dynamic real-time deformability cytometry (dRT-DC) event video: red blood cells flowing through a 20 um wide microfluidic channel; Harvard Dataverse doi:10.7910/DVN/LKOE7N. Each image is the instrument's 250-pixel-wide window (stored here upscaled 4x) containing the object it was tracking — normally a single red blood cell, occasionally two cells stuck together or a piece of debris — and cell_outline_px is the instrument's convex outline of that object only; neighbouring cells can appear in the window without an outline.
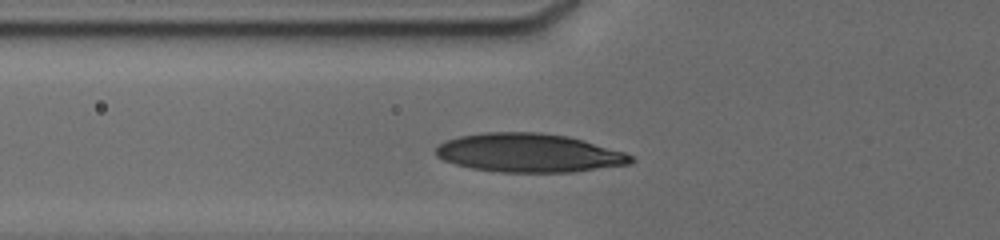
{"species": "human", "species_latin": "Homo sapiens", "temperature_condition": "cold", "stored_images_in_passage": 26, "camera_frame_rate_fps": 3000, "um_per_image_px": 0.085, "donor": {"sex": "male"}, "frame": {"image": 1, "passage_image": 6, "time_ms": 2.333, "image_size_px": [1000, 240], "cell_outline_px": [[636, 160], [632, 164], [576, 172], [500, 172], [472, 168], [456, 164], [444, 160], [436, 156], [436, 148], [440, 144], [448, 140], [460, 136], [488, 132], [540, 132], [568, 136], [624, 152], [632, 156]], "centroid_in_image_um": [45.01, 13.0], "position_along_channel_um": 80.8, "area_um2": 43.93}}
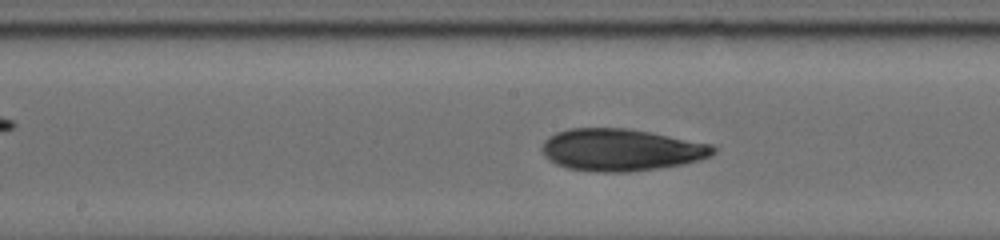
{"frame": {"image": 2, "passage_image": 12, "time_ms": 5.333, "image_size_px": [1000, 240], "cell_outline_px": [[716, 152], [700, 160], [680, 164], [656, 168], [628, 172], [592, 172], [568, 168], [556, 164], [544, 156], [540, 148], [544, 140], [548, 136], [556, 132], [568, 128], [624, 128], [648, 132], [712, 144], [716, 148]], "centroid_in_image_um": [52.73, 12.74], "position_along_channel_um": 195.5, "area_um2": 41.96}}
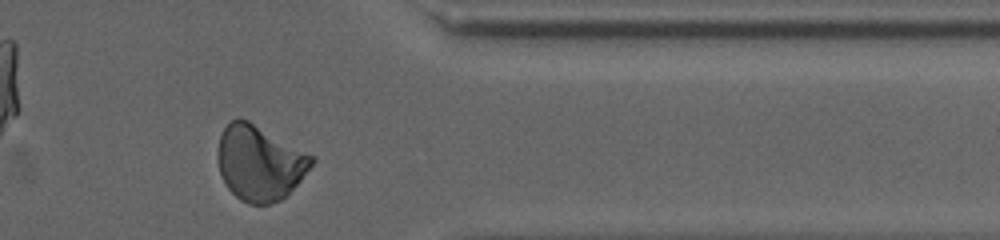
{"frame": {"image": 3, "passage_image": 23, "time_ms": 10.667, "image_size_px": [1000, 240], "cell_outline_px": [[316, 160], [300, 180], [280, 200], [268, 204], [248, 204], [240, 200], [228, 188], [220, 172], [216, 156], [220, 136], [224, 128], [232, 120], [248, 120], [316, 156]], "centroid_in_image_um": [22.07, 13.84], "position_along_channel_um": 389.3, "area_um2": 40.86}, "authors_computed_cell_mechanics": {"area_um2": 40.3155, "velocity_mm_per_s": 3.8108, "shape_relaxation_time_tau1_ms": 5.5749, "shape_relaxation_time_tau2_ms": 3.9504, "deformation_change_tau1": 0.1364, "deformation_change_tau2": 0.0863}}